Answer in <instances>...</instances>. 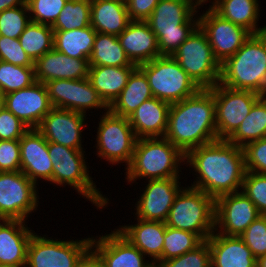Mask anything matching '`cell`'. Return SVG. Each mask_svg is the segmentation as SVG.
Wrapping results in <instances>:
<instances>
[{
    "label": "cell",
    "mask_w": 266,
    "mask_h": 267,
    "mask_svg": "<svg viewBox=\"0 0 266 267\" xmlns=\"http://www.w3.org/2000/svg\"><path fill=\"white\" fill-rule=\"evenodd\" d=\"M185 162L194 168L198 176L191 187L200 189L215 200L242 189L246 173L243 148L228 140L218 139L188 151Z\"/></svg>",
    "instance_id": "obj_1"
},
{
    "label": "cell",
    "mask_w": 266,
    "mask_h": 267,
    "mask_svg": "<svg viewBox=\"0 0 266 267\" xmlns=\"http://www.w3.org/2000/svg\"><path fill=\"white\" fill-rule=\"evenodd\" d=\"M164 137L184 154L218 140L215 101L209 88L171 104Z\"/></svg>",
    "instance_id": "obj_2"
},
{
    "label": "cell",
    "mask_w": 266,
    "mask_h": 267,
    "mask_svg": "<svg viewBox=\"0 0 266 267\" xmlns=\"http://www.w3.org/2000/svg\"><path fill=\"white\" fill-rule=\"evenodd\" d=\"M196 0H160L146 20L156 35L160 55L172 56L199 26ZM194 17V18H193Z\"/></svg>",
    "instance_id": "obj_3"
},
{
    "label": "cell",
    "mask_w": 266,
    "mask_h": 267,
    "mask_svg": "<svg viewBox=\"0 0 266 267\" xmlns=\"http://www.w3.org/2000/svg\"><path fill=\"white\" fill-rule=\"evenodd\" d=\"M221 85L264 95L266 90V31L251 34L241 48L221 64Z\"/></svg>",
    "instance_id": "obj_4"
},
{
    "label": "cell",
    "mask_w": 266,
    "mask_h": 267,
    "mask_svg": "<svg viewBox=\"0 0 266 267\" xmlns=\"http://www.w3.org/2000/svg\"><path fill=\"white\" fill-rule=\"evenodd\" d=\"M185 154L165 137L138 138L130 164L126 167L128 183L137 179L179 177ZM134 181V182H133Z\"/></svg>",
    "instance_id": "obj_5"
},
{
    "label": "cell",
    "mask_w": 266,
    "mask_h": 267,
    "mask_svg": "<svg viewBox=\"0 0 266 267\" xmlns=\"http://www.w3.org/2000/svg\"><path fill=\"white\" fill-rule=\"evenodd\" d=\"M48 152L53 165V184L72 186L79 195L86 197L99 210L107 206L109 199L104 197L101 191L99 192L93 178L89 175V166L86 165L83 149H71L48 142Z\"/></svg>",
    "instance_id": "obj_6"
},
{
    "label": "cell",
    "mask_w": 266,
    "mask_h": 267,
    "mask_svg": "<svg viewBox=\"0 0 266 267\" xmlns=\"http://www.w3.org/2000/svg\"><path fill=\"white\" fill-rule=\"evenodd\" d=\"M165 223L171 228L195 233L206 241L215 231V199L200 189L182 187Z\"/></svg>",
    "instance_id": "obj_7"
},
{
    "label": "cell",
    "mask_w": 266,
    "mask_h": 267,
    "mask_svg": "<svg viewBox=\"0 0 266 267\" xmlns=\"http://www.w3.org/2000/svg\"><path fill=\"white\" fill-rule=\"evenodd\" d=\"M138 67L147 76L153 97L170 105L201 89L170 55H161Z\"/></svg>",
    "instance_id": "obj_8"
},
{
    "label": "cell",
    "mask_w": 266,
    "mask_h": 267,
    "mask_svg": "<svg viewBox=\"0 0 266 267\" xmlns=\"http://www.w3.org/2000/svg\"><path fill=\"white\" fill-rule=\"evenodd\" d=\"M172 57L200 88L220 82L221 65L215 59L206 33L198 26Z\"/></svg>",
    "instance_id": "obj_9"
},
{
    "label": "cell",
    "mask_w": 266,
    "mask_h": 267,
    "mask_svg": "<svg viewBox=\"0 0 266 267\" xmlns=\"http://www.w3.org/2000/svg\"><path fill=\"white\" fill-rule=\"evenodd\" d=\"M33 233L27 247L26 267H82L91 253V238L62 241Z\"/></svg>",
    "instance_id": "obj_10"
},
{
    "label": "cell",
    "mask_w": 266,
    "mask_h": 267,
    "mask_svg": "<svg viewBox=\"0 0 266 267\" xmlns=\"http://www.w3.org/2000/svg\"><path fill=\"white\" fill-rule=\"evenodd\" d=\"M96 135L97 155L109 163L131 162L137 137L128 118L113 114L110 110L101 115Z\"/></svg>",
    "instance_id": "obj_11"
},
{
    "label": "cell",
    "mask_w": 266,
    "mask_h": 267,
    "mask_svg": "<svg viewBox=\"0 0 266 267\" xmlns=\"http://www.w3.org/2000/svg\"><path fill=\"white\" fill-rule=\"evenodd\" d=\"M209 89L215 101L217 137L227 140L262 95L250 90H234L220 83Z\"/></svg>",
    "instance_id": "obj_12"
},
{
    "label": "cell",
    "mask_w": 266,
    "mask_h": 267,
    "mask_svg": "<svg viewBox=\"0 0 266 267\" xmlns=\"http://www.w3.org/2000/svg\"><path fill=\"white\" fill-rule=\"evenodd\" d=\"M36 188L22 171L0 172V219L25 221L38 207Z\"/></svg>",
    "instance_id": "obj_13"
},
{
    "label": "cell",
    "mask_w": 266,
    "mask_h": 267,
    "mask_svg": "<svg viewBox=\"0 0 266 267\" xmlns=\"http://www.w3.org/2000/svg\"><path fill=\"white\" fill-rule=\"evenodd\" d=\"M199 17V26L206 33L215 59L223 64L251 36L245 28L222 18L211 7Z\"/></svg>",
    "instance_id": "obj_14"
},
{
    "label": "cell",
    "mask_w": 266,
    "mask_h": 267,
    "mask_svg": "<svg viewBox=\"0 0 266 267\" xmlns=\"http://www.w3.org/2000/svg\"><path fill=\"white\" fill-rule=\"evenodd\" d=\"M45 85L54 108L76 111L84 115H86L88 109L109 110V107L99 96L88 78L56 79L47 82Z\"/></svg>",
    "instance_id": "obj_15"
},
{
    "label": "cell",
    "mask_w": 266,
    "mask_h": 267,
    "mask_svg": "<svg viewBox=\"0 0 266 267\" xmlns=\"http://www.w3.org/2000/svg\"><path fill=\"white\" fill-rule=\"evenodd\" d=\"M260 215L243 191L222 195L215 200V232L240 236Z\"/></svg>",
    "instance_id": "obj_16"
},
{
    "label": "cell",
    "mask_w": 266,
    "mask_h": 267,
    "mask_svg": "<svg viewBox=\"0 0 266 267\" xmlns=\"http://www.w3.org/2000/svg\"><path fill=\"white\" fill-rule=\"evenodd\" d=\"M97 238H91V253L104 267H155L152 261H145V255L117 229Z\"/></svg>",
    "instance_id": "obj_17"
},
{
    "label": "cell",
    "mask_w": 266,
    "mask_h": 267,
    "mask_svg": "<svg viewBox=\"0 0 266 267\" xmlns=\"http://www.w3.org/2000/svg\"><path fill=\"white\" fill-rule=\"evenodd\" d=\"M4 107L19 118L29 129H37L53 108L48 90L42 82L3 95Z\"/></svg>",
    "instance_id": "obj_18"
},
{
    "label": "cell",
    "mask_w": 266,
    "mask_h": 267,
    "mask_svg": "<svg viewBox=\"0 0 266 267\" xmlns=\"http://www.w3.org/2000/svg\"><path fill=\"white\" fill-rule=\"evenodd\" d=\"M180 177L150 179L136 203L137 218L166 222L174 199L182 189Z\"/></svg>",
    "instance_id": "obj_19"
},
{
    "label": "cell",
    "mask_w": 266,
    "mask_h": 267,
    "mask_svg": "<svg viewBox=\"0 0 266 267\" xmlns=\"http://www.w3.org/2000/svg\"><path fill=\"white\" fill-rule=\"evenodd\" d=\"M86 116L76 111L53 107L43 118L37 130L48 142L71 149H84L81 133L86 124Z\"/></svg>",
    "instance_id": "obj_20"
},
{
    "label": "cell",
    "mask_w": 266,
    "mask_h": 267,
    "mask_svg": "<svg viewBox=\"0 0 266 267\" xmlns=\"http://www.w3.org/2000/svg\"><path fill=\"white\" fill-rule=\"evenodd\" d=\"M19 144L21 171L36 185L39 178L52 183L53 165L43 135L37 129H29Z\"/></svg>",
    "instance_id": "obj_21"
},
{
    "label": "cell",
    "mask_w": 266,
    "mask_h": 267,
    "mask_svg": "<svg viewBox=\"0 0 266 267\" xmlns=\"http://www.w3.org/2000/svg\"><path fill=\"white\" fill-rule=\"evenodd\" d=\"M89 68V59L72 58L54 48L34 62L35 80L43 84L56 79L88 78Z\"/></svg>",
    "instance_id": "obj_22"
},
{
    "label": "cell",
    "mask_w": 266,
    "mask_h": 267,
    "mask_svg": "<svg viewBox=\"0 0 266 267\" xmlns=\"http://www.w3.org/2000/svg\"><path fill=\"white\" fill-rule=\"evenodd\" d=\"M117 37L128 58L136 66L161 56L157 37L146 21H131Z\"/></svg>",
    "instance_id": "obj_23"
},
{
    "label": "cell",
    "mask_w": 266,
    "mask_h": 267,
    "mask_svg": "<svg viewBox=\"0 0 266 267\" xmlns=\"http://www.w3.org/2000/svg\"><path fill=\"white\" fill-rule=\"evenodd\" d=\"M25 222L0 219V264L26 267L27 247L34 231Z\"/></svg>",
    "instance_id": "obj_24"
},
{
    "label": "cell",
    "mask_w": 266,
    "mask_h": 267,
    "mask_svg": "<svg viewBox=\"0 0 266 267\" xmlns=\"http://www.w3.org/2000/svg\"><path fill=\"white\" fill-rule=\"evenodd\" d=\"M206 241L210 246L211 267H252L257 260L240 236L214 231Z\"/></svg>",
    "instance_id": "obj_25"
},
{
    "label": "cell",
    "mask_w": 266,
    "mask_h": 267,
    "mask_svg": "<svg viewBox=\"0 0 266 267\" xmlns=\"http://www.w3.org/2000/svg\"><path fill=\"white\" fill-rule=\"evenodd\" d=\"M169 108V103L155 97L144 101L134 113L128 117L136 137H164L167 130Z\"/></svg>",
    "instance_id": "obj_26"
},
{
    "label": "cell",
    "mask_w": 266,
    "mask_h": 267,
    "mask_svg": "<svg viewBox=\"0 0 266 267\" xmlns=\"http://www.w3.org/2000/svg\"><path fill=\"white\" fill-rule=\"evenodd\" d=\"M166 223L137 218L134 225H124L117 230L155 263L161 256L164 245Z\"/></svg>",
    "instance_id": "obj_27"
},
{
    "label": "cell",
    "mask_w": 266,
    "mask_h": 267,
    "mask_svg": "<svg viewBox=\"0 0 266 267\" xmlns=\"http://www.w3.org/2000/svg\"><path fill=\"white\" fill-rule=\"evenodd\" d=\"M90 25L103 34L118 36L131 22L125 0H91Z\"/></svg>",
    "instance_id": "obj_28"
},
{
    "label": "cell",
    "mask_w": 266,
    "mask_h": 267,
    "mask_svg": "<svg viewBox=\"0 0 266 267\" xmlns=\"http://www.w3.org/2000/svg\"><path fill=\"white\" fill-rule=\"evenodd\" d=\"M137 67L90 66L88 79L99 96L110 107L126 86Z\"/></svg>",
    "instance_id": "obj_29"
},
{
    "label": "cell",
    "mask_w": 266,
    "mask_h": 267,
    "mask_svg": "<svg viewBox=\"0 0 266 267\" xmlns=\"http://www.w3.org/2000/svg\"><path fill=\"white\" fill-rule=\"evenodd\" d=\"M213 1V2H212ZM210 7L222 18L241 26L251 34L266 31V26L258 28L260 7L258 0H212Z\"/></svg>",
    "instance_id": "obj_30"
},
{
    "label": "cell",
    "mask_w": 266,
    "mask_h": 267,
    "mask_svg": "<svg viewBox=\"0 0 266 267\" xmlns=\"http://www.w3.org/2000/svg\"><path fill=\"white\" fill-rule=\"evenodd\" d=\"M152 97L147 76L137 67L109 110L115 115L128 118L144 101Z\"/></svg>",
    "instance_id": "obj_31"
},
{
    "label": "cell",
    "mask_w": 266,
    "mask_h": 267,
    "mask_svg": "<svg viewBox=\"0 0 266 267\" xmlns=\"http://www.w3.org/2000/svg\"><path fill=\"white\" fill-rule=\"evenodd\" d=\"M96 33L91 25L81 29L54 31L53 48L72 58L89 59Z\"/></svg>",
    "instance_id": "obj_32"
},
{
    "label": "cell",
    "mask_w": 266,
    "mask_h": 267,
    "mask_svg": "<svg viewBox=\"0 0 266 267\" xmlns=\"http://www.w3.org/2000/svg\"><path fill=\"white\" fill-rule=\"evenodd\" d=\"M90 66L138 67L128 58L117 36L96 33Z\"/></svg>",
    "instance_id": "obj_33"
},
{
    "label": "cell",
    "mask_w": 266,
    "mask_h": 267,
    "mask_svg": "<svg viewBox=\"0 0 266 267\" xmlns=\"http://www.w3.org/2000/svg\"><path fill=\"white\" fill-rule=\"evenodd\" d=\"M266 137V99L262 96L252 107L238 129L227 139L243 148L247 144Z\"/></svg>",
    "instance_id": "obj_34"
},
{
    "label": "cell",
    "mask_w": 266,
    "mask_h": 267,
    "mask_svg": "<svg viewBox=\"0 0 266 267\" xmlns=\"http://www.w3.org/2000/svg\"><path fill=\"white\" fill-rule=\"evenodd\" d=\"M18 39L23 50L35 62L53 49L54 31L49 25L30 21Z\"/></svg>",
    "instance_id": "obj_35"
},
{
    "label": "cell",
    "mask_w": 266,
    "mask_h": 267,
    "mask_svg": "<svg viewBox=\"0 0 266 267\" xmlns=\"http://www.w3.org/2000/svg\"><path fill=\"white\" fill-rule=\"evenodd\" d=\"M204 240L197 234L166 226L162 256L154 263L166 261L196 249Z\"/></svg>",
    "instance_id": "obj_36"
},
{
    "label": "cell",
    "mask_w": 266,
    "mask_h": 267,
    "mask_svg": "<svg viewBox=\"0 0 266 267\" xmlns=\"http://www.w3.org/2000/svg\"><path fill=\"white\" fill-rule=\"evenodd\" d=\"M91 0H68L51 26L53 31L86 28L90 25Z\"/></svg>",
    "instance_id": "obj_37"
},
{
    "label": "cell",
    "mask_w": 266,
    "mask_h": 267,
    "mask_svg": "<svg viewBox=\"0 0 266 267\" xmlns=\"http://www.w3.org/2000/svg\"><path fill=\"white\" fill-rule=\"evenodd\" d=\"M34 82H36L34 67L13 65L0 60L1 95L27 88Z\"/></svg>",
    "instance_id": "obj_38"
},
{
    "label": "cell",
    "mask_w": 266,
    "mask_h": 267,
    "mask_svg": "<svg viewBox=\"0 0 266 267\" xmlns=\"http://www.w3.org/2000/svg\"><path fill=\"white\" fill-rule=\"evenodd\" d=\"M27 4L0 12V36L18 39L31 19Z\"/></svg>",
    "instance_id": "obj_39"
},
{
    "label": "cell",
    "mask_w": 266,
    "mask_h": 267,
    "mask_svg": "<svg viewBox=\"0 0 266 267\" xmlns=\"http://www.w3.org/2000/svg\"><path fill=\"white\" fill-rule=\"evenodd\" d=\"M68 0H26L31 21L52 26Z\"/></svg>",
    "instance_id": "obj_40"
},
{
    "label": "cell",
    "mask_w": 266,
    "mask_h": 267,
    "mask_svg": "<svg viewBox=\"0 0 266 267\" xmlns=\"http://www.w3.org/2000/svg\"><path fill=\"white\" fill-rule=\"evenodd\" d=\"M155 267H211L209 243L204 241L196 249L176 258L161 261Z\"/></svg>",
    "instance_id": "obj_41"
},
{
    "label": "cell",
    "mask_w": 266,
    "mask_h": 267,
    "mask_svg": "<svg viewBox=\"0 0 266 267\" xmlns=\"http://www.w3.org/2000/svg\"><path fill=\"white\" fill-rule=\"evenodd\" d=\"M241 191L254 203L260 214L266 215V174L246 171Z\"/></svg>",
    "instance_id": "obj_42"
},
{
    "label": "cell",
    "mask_w": 266,
    "mask_h": 267,
    "mask_svg": "<svg viewBox=\"0 0 266 267\" xmlns=\"http://www.w3.org/2000/svg\"><path fill=\"white\" fill-rule=\"evenodd\" d=\"M240 237L256 259L266 255V215L258 216Z\"/></svg>",
    "instance_id": "obj_43"
},
{
    "label": "cell",
    "mask_w": 266,
    "mask_h": 267,
    "mask_svg": "<svg viewBox=\"0 0 266 267\" xmlns=\"http://www.w3.org/2000/svg\"><path fill=\"white\" fill-rule=\"evenodd\" d=\"M0 60L13 65L34 67V61L26 54L19 39L0 36Z\"/></svg>",
    "instance_id": "obj_44"
},
{
    "label": "cell",
    "mask_w": 266,
    "mask_h": 267,
    "mask_svg": "<svg viewBox=\"0 0 266 267\" xmlns=\"http://www.w3.org/2000/svg\"><path fill=\"white\" fill-rule=\"evenodd\" d=\"M246 171L266 174V137L243 147Z\"/></svg>",
    "instance_id": "obj_45"
},
{
    "label": "cell",
    "mask_w": 266,
    "mask_h": 267,
    "mask_svg": "<svg viewBox=\"0 0 266 267\" xmlns=\"http://www.w3.org/2000/svg\"><path fill=\"white\" fill-rule=\"evenodd\" d=\"M21 171L19 140H0V172Z\"/></svg>",
    "instance_id": "obj_46"
},
{
    "label": "cell",
    "mask_w": 266,
    "mask_h": 267,
    "mask_svg": "<svg viewBox=\"0 0 266 267\" xmlns=\"http://www.w3.org/2000/svg\"><path fill=\"white\" fill-rule=\"evenodd\" d=\"M29 128L5 107L0 111V140H19Z\"/></svg>",
    "instance_id": "obj_47"
},
{
    "label": "cell",
    "mask_w": 266,
    "mask_h": 267,
    "mask_svg": "<svg viewBox=\"0 0 266 267\" xmlns=\"http://www.w3.org/2000/svg\"><path fill=\"white\" fill-rule=\"evenodd\" d=\"M131 21H146L160 0H125Z\"/></svg>",
    "instance_id": "obj_48"
},
{
    "label": "cell",
    "mask_w": 266,
    "mask_h": 267,
    "mask_svg": "<svg viewBox=\"0 0 266 267\" xmlns=\"http://www.w3.org/2000/svg\"><path fill=\"white\" fill-rule=\"evenodd\" d=\"M25 4H26V0H0V12L6 9L19 7Z\"/></svg>",
    "instance_id": "obj_49"
},
{
    "label": "cell",
    "mask_w": 266,
    "mask_h": 267,
    "mask_svg": "<svg viewBox=\"0 0 266 267\" xmlns=\"http://www.w3.org/2000/svg\"><path fill=\"white\" fill-rule=\"evenodd\" d=\"M82 267H104L103 264L92 254L84 260Z\"/></svg>",
    "instance_id": "obj_50"
},
{
    "label": "cell",
    "mask_w": 266,
    "mask_h": 267,
    "mask_svg": "<svg viewBox=\"0 0 266 267\" xmlns=\"http://www.w3.org/2000/svg\"><path fill=\"white\" fill-rule=\"evenodd\" d=\"M257 261L262 267H266V255L259 257Z\"/></svg>",
    "instance_id": "obj_51"
},
{
    "label": "cell",
    "mask_w": 266,
    "mask_h": 267,
    "mask_svg": "<svg viewBox=\"0 0 266 267\" xmlns=\"http://www.w3.org/2000/svg\"><path fill=\"white\" fill-rule=\"evenodd\" d=\"M4 108V99L3 95L0 94V111Z\"/></svg>",
    "instance_id": "obj_52"
},
{
    "label": "cell",
    "mask_w": 266,
    "mask_h": 267,
    "mask_svg": "<svg viewBox=\"0 0 266 267\" xmlns=\"http://www.w3.org/2000/svg\"><path fill=\"white\" fill-rule=\"evenodd\" d=\"M0 267H20V266H15L10 264H0Z\"/></svg>",
    "instance_id": "obj_53"
},
{
    "label": "cell",
    "mask_w": 266,
    "mask_h": 267,
    "mask_svg": "<svg viewBox=\"0 0 266 267\" xmlns=\"http://www.w3.org/2000/svg\"><path fill=\"white\" fill-rule=\"evenodd\" d=\"M252 267H262L259 262L256 260V262L252 265Z\"/></svg>",
    "instance_id": "obj_54"
},
{
    "label": "cell",
    "mask_w": 266,
    "mask_h": 267,
    "mask_svg": "<svg viewBox=\"0 0 266 267\" xmlns=\"http://www.w3.org/2000/svg\"><path fill=\"white\" fill-rule=\"evenodd\" d=\"M200 5H203L205 2H208V0H196ZM203 3V4H202Z\"/></svg>",
    "instance_id": "obj_55"
},
{
    "label": "cell",
    "mask_w": 266,
    "mask_h": 267,
    "mask_svg": "<svg viewBox=\"0 0 266 267\" xmlns=\"http://www.w3.org/2000/svg\"><path fill=\"white\" fill-rule=\"evenodd\" d=\"M263 97L266 99V90H265V92H264V95H263Z\"/></svg>",
    "instance_id": "obj_56"
}]
</instances>
